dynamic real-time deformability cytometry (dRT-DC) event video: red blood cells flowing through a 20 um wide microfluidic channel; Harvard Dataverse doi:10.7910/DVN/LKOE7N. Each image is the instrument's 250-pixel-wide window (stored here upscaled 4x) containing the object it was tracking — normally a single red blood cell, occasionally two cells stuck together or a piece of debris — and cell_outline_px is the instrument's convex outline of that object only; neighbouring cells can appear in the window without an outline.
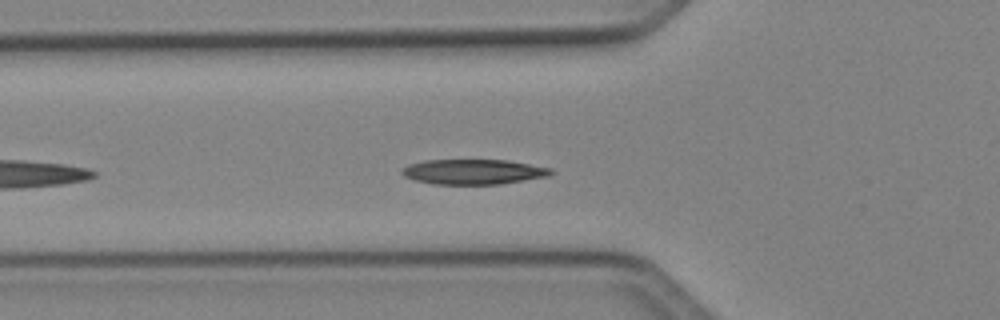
{"species": "Egyptian fruit bat (a non-hibernating species)", "species_latin": "Rousettus aegyptiacus", "temperature_condition": "cold", "stored_images_in_passage": 28, "camera_frame_rate_fps": 3000, "um_per_image_px": 0.085, "animal": {"sex": "female"}, "frame": {"image": 1, "passage_image": 6, "time_ms": 1.667, "image_size_px": [1000, 320], "cell_outline_px": [[552, 172], [548, 176], [500, 184], [432, 184], [416, 180], [404, 176], [400, 172], [400, 168], [408, 164], [424, 160], [508, 160], [552, 168]], "centroid_in_image_um": [40.19, 14.59], "position_along_channel_um": 85.6, "area_um2": 21.79}}
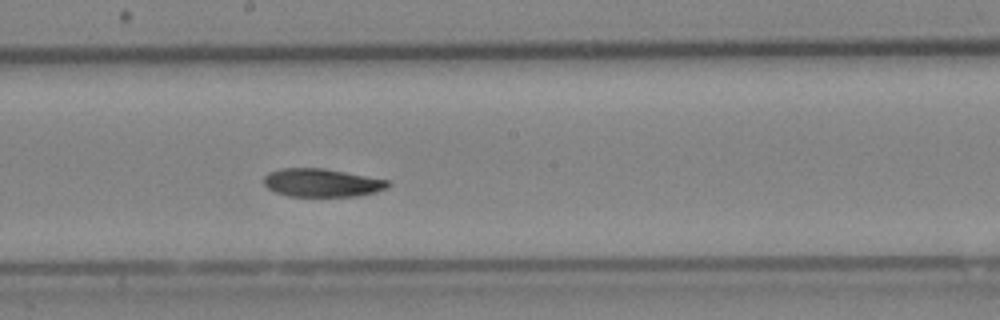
{"frame": {"image": 2, "passage_image": 16, "time_ms": 5.0, "image_size_px": [1000, 320], "cell_outline_px": [[392, 184], [388, 188], [376, 192], [356, 196], [288, 196], [276, 192], [268, 188], [264, 184], [264, 176], [268, 172], [280, 168], [324, 168], [388, 180]], "centroid_in_image_um": [27.36, 15.53], "position_along_channel_um": 220.8, "area_um2": 20.46}}
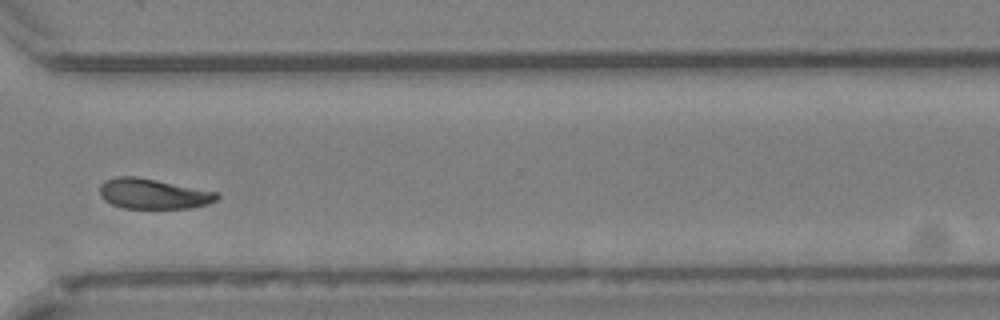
{"frame": {"image": 3, "passage_image": 26, "time_ms": 8.333, "image_size_px": [1000, 320], "cell_outline_px": [[220, 196], [216, 200], [208, 204], [188, 208], [124, 208], [112, 204], [104, 200], [100, 196], [100, 184], [104, 180], [116, 176], [136, 176], [220, 192]], "centroid_in_image_um": [13.03, 16.46], "position_along_channel_um": 357.6, "area_um2": 20.81}, "authors_computed_cell_mechanics": {"area_um2": 21.3571, "velocity_mm_per_s": 4.0678, "shape_relaxation_time_tau1_ms": 2.8557, "shape_relaxation_time_tau2_ms": null, "deformation_change_tau1": 0.1181, "deformation_change_tau2": null}}